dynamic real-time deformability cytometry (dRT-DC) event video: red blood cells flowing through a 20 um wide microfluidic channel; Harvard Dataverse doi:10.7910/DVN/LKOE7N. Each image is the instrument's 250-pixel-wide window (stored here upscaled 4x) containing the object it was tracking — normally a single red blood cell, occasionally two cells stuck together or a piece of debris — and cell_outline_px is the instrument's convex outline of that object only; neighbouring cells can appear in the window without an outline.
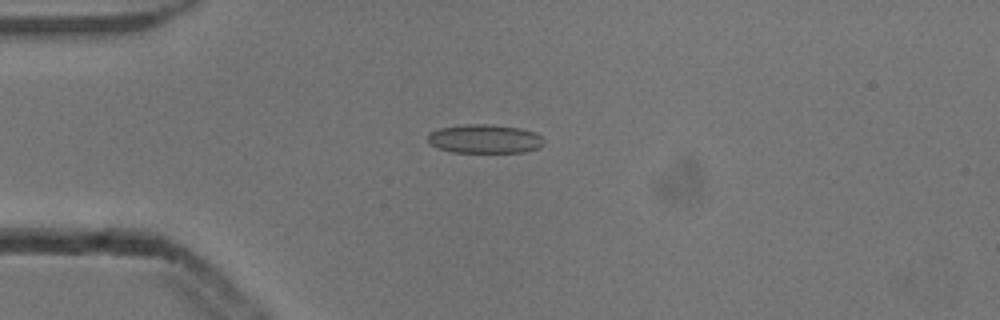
{"species": "common noctule bat (a hibernating species)", "species_latin": "Nyctalus noctula", "temperature_condition": "cold", "stored_images_in_passage": 7, "camera_frame_rate_fps": 3000, "um_per_image_px": 0.085, "animal": {"sex": "male", "body_mass_g": 13.3}, "frame": {"image": 1, "passage_image": 4, "time_ms": 1.0, "image_size_px": [1000, 320], "cell_outline_px": [[544, 144], [540, 148], [524, 152], [452, 152], [440, 148], [432, 144], [428, 140], [428, 132], [440, 128], [468, 124], [488, 124], [520, 128], [536, 132], [544, 140]], "centroid_in_image_um": [41.24, 11.8], "position_along_channel_um": 43.8, "area_um2": 19.48}}
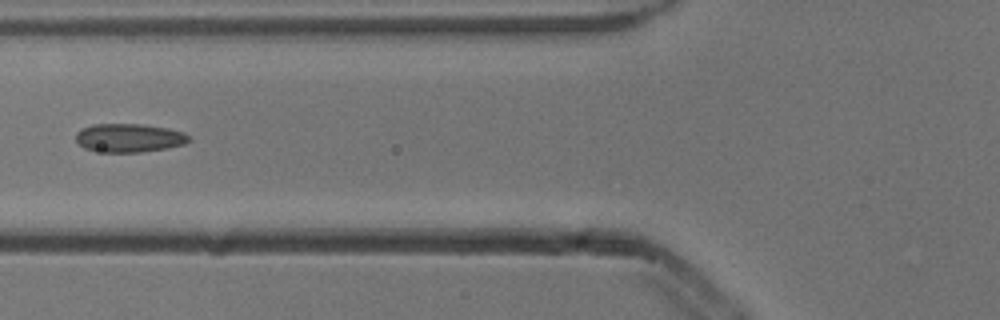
{"frame": {"image": 2, "passage_image": 6, "time_ms": 1.667, "image_size_px": [1000, 320], "cell_outline_px": [[192, 140], [184, 144], [168, 148], [140, 152], [104, 152], [84, 148], [76, 140], [76, 132], [80, 128], [92, 124], [144, 124], [168, 128], [184, 132]], "centroid_in_image_um": [10.98, 11.71], "position_along_channel_um": 114.8, "area_um2": 18.96}}
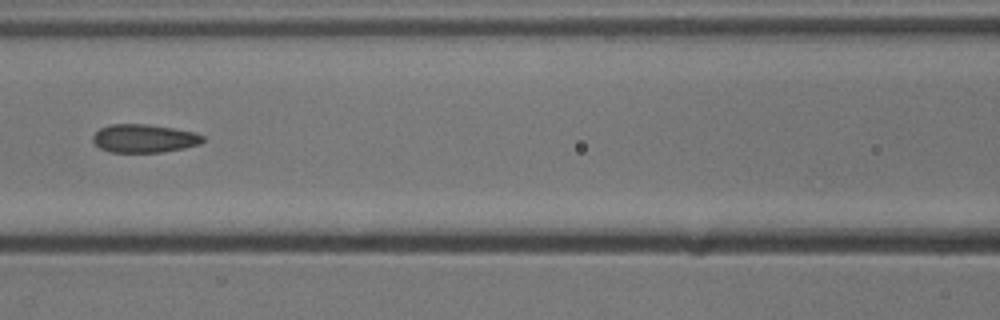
{"frame": {"image": 3, "passage_image": 7, "time_ms": 2.0, "image_size_px": [1000, 320], "cell_outline_px": [[204, 140], [200, 144], [184, 148], [160, 152], [108, 152], [100, 148], [92, 140], [92, 136], [100, 128], [112, 124], [144, 124], [172, 128], [196, 132], [204, 136]], "centroid_in_image_um": [12.25, 11.77], "position_along_channel_um": 154.3, "area_um2": 18.09}}